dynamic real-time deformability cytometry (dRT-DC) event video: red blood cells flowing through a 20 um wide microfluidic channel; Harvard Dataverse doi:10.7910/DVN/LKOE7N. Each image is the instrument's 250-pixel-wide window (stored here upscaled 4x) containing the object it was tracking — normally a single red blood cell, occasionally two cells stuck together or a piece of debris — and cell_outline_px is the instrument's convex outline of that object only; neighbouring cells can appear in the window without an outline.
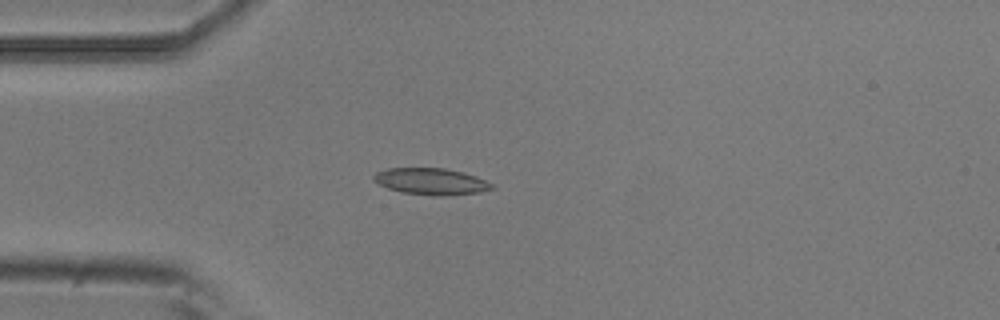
{"species": "common noctule bat (a hibernating species)", "species_latin": "Nyctalus noctula", "temperature_condition": "room temperature", "stored_images_in_passage": 3, "camera_frame_rate_fps": 3000, "um_per_image_px": 0.085, "animal": {"sex": "male", "body_mass_g": 20.5, "forearm_length_mm": 52.5}, "frame": {"image": 1, "passage_image": 2, "time_ms": 0.333, "image_size_px": [1000, 320], "cell_outline_px": [[496, 188], [480, 192], [440, 196], [432, 196], [404, 192], [388, 188], [372, 180], [372, 176], [376, 172], [388, 168], [444, 168], [464, 172], [476, 176], [492, 184]], "centroid_in_image_um": [36.64, 15.42], "position_along_channel_um": 48.4, "area_um2": 18.26}}